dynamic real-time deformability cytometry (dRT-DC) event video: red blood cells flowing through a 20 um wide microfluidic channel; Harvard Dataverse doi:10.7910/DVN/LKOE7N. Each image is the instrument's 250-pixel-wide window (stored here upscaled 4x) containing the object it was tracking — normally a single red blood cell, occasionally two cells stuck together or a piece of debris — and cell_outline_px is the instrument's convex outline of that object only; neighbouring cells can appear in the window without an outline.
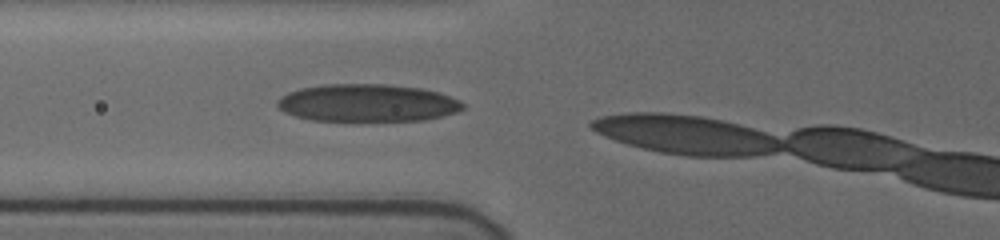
{"species": "human", "species_latin": "Homo sapiens", "temperature_condition": "cold", "stored_images_in_passage": 12, "camera_frame_rate_fps": 3000, "um_per_image_px": 0.085, "donor": {"sex": "female"}, "frame": {"image": 1, "passage_image": 9, "time_ms": 2.667, "image_size_px": [1000, 240], "cell_outline_px": [[464, 108], [456, 112], [424, 120], [312, 120], [296, 116], [284, 112], [276, 104], [276, 100], [280, 96], [288, 92], [300, 88], [324, 84], [384, 84], [420, 88], [436, 92], [460, 100], [464, 104]], "centroid_in_image_um": [31.18, 8.74], "position_along_channel_um": 94.6, "area_um2": 40.29}}